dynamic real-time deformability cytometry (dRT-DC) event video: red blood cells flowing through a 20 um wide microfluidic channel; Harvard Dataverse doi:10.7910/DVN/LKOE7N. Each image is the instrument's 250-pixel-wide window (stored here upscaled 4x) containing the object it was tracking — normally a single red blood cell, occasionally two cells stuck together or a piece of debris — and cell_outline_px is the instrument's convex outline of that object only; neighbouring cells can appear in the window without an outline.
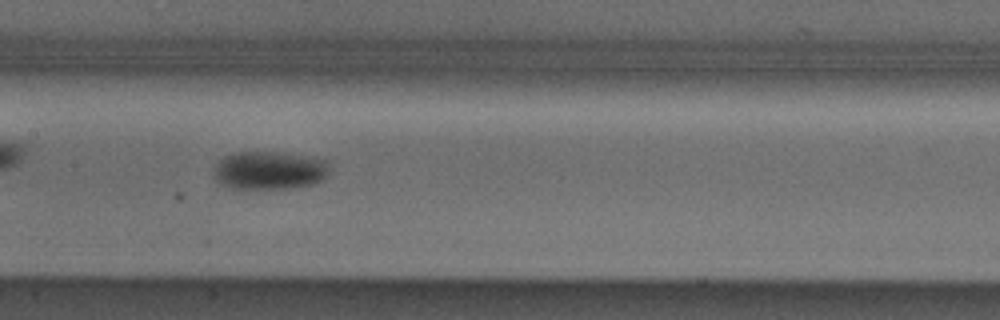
{"species": "Egyptian fruit bat (a non-hibernating species)", "species_latin": "Rousettus aegyptiacus", "temperature_condition": "cold", "stored_images_in_passage": 33, "camera_frame_rate_fps": 3000, "um_per_image_px": 0.085, "animal": {"sex": "male"}, "frame": {"image": 1, "passage_image": 12, "time_ms": 3.667, "image_size_px": [1000, 320], "cell_outline_px": [[328, 176], [324, 180], [316, 184], [292, 188], [228, 188], [220, 184], [216, 180], [216, 164], [224, 156], [236, 152], [268, 152], [300, 156], [328, 160]], "centroid_in_image_um": [22.92, 14.5], "position_along_channel_um": 184.5, "area_um2": 25.55}}
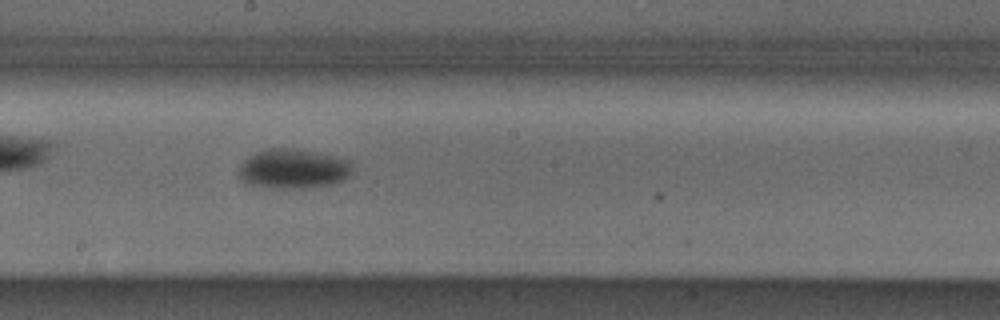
{"frame": {"image": 2, "passage_image": 15, "time_ms": 4.667, "image_size_px": [1000, 320], "cell_outline_px": [[352, 172], [344, 180], [332, 184], [304, 188], [272, 188], [248, 184], [240, 180], [236, 172], [240, 164], [244, 160], [256, 152], [272, 148], [296, 148], [348, 160], [352, 164]], "centroid_in_image_um": [24.88, 14.36], "position_along_channel_um": 223.3, "area_um2": 26.3}, "authors_computed_cell_mechanics": {"area_um2": 24.9696, "velocity_mm_per_s": 3.8937, "shape_relaxation_time_tau1_ms": 2.8308, "shape_relaxation_time_tau2_ms": null, "deformation_change_tau1": 0.0928, "deformation_change_tau2": null}}